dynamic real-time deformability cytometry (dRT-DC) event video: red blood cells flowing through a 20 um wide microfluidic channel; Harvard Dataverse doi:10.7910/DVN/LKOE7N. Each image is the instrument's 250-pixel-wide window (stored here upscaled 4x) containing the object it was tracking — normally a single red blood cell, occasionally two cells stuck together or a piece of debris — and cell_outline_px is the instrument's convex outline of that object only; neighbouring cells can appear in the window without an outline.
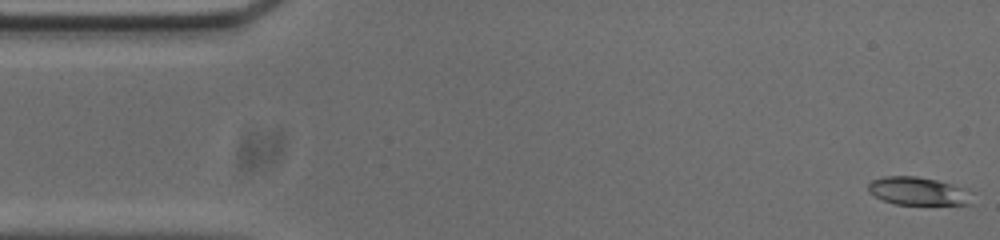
{"species": "common noctule bat (a hibernating species)", "species_latin": "Nyctalus noctula", "temperature_condition": "cold", "stored_images_in_passage": 53, "camera_frame_rate_fps": 3000, "um_per_image_px": 0.085, "animal": {"sex": "male", "body_mass_g": 20.0, "forearm_length_mm": 53.3}, "frame": {"image": 1, "passage_image": 1, "time_ms": 0.0, "image_size_px": [1000, 240], "cell_outline_px": [[976, 192], [972, 204], [892, 204], [868, 192], [868, 184], [872, 180], [884, 176], [916, 176], [936, 180], [968, 188]], "centroid_in_image_um": [78.14, 16.24], "position_along_channel_um": 6.9, "area_um2": 17.34}}
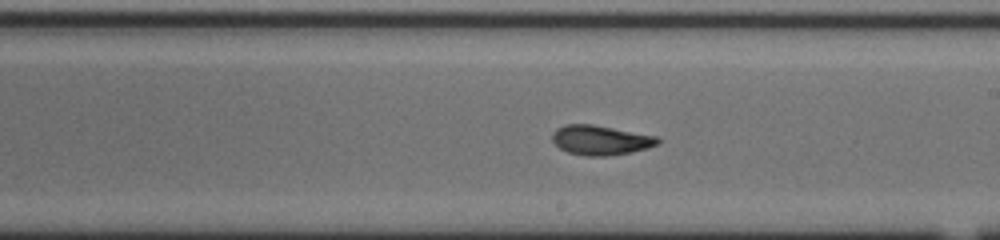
{"frame": {"image": 2, "passage_image": 29, "time_ms": 9.333, "image_size_px": [1000, 240], "cell_outline_px": [[660, 144], [648, 148], [632, 152], [608, 156], [588, 156], [568, 152], [560, 148], [552, 140], [552, 132], [556, 128], [564, 124], [592, 124], [656, 136], [660, 140]], "centroid_in_image_um": [51.05, 11.91], "position_along_channel_um": 238.0, "area_um2": 18.26}}
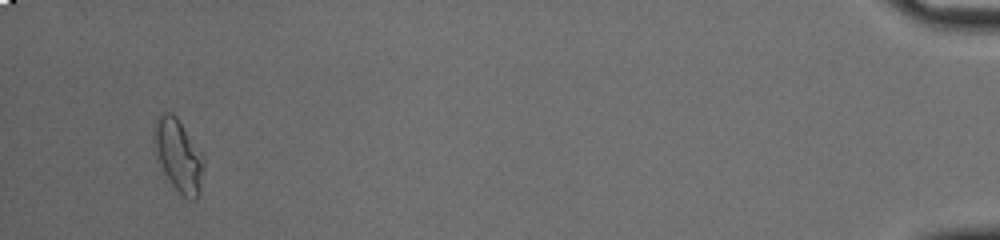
{"frame": {"image": 3, "passage_image": 51, "time_ms": 16.667, "image_size_px": [1000, 240], "cell_outline_px": [[200, 192], [196, 200], [192, 200], [184, 196], [172, 184], [160, 160], [152, 136], [156, 120], [160, 112], [172, 112], [176, 116], [200, 152]], "centroid_in_image_um": [15.12, 13.15], "position_along_channel_um": 420.1, "area_um2": 19.54}, "authors_computed_cell_mechanics": {"area_um2": 18.2648, "velocity_mm_per_s": 3.7275, "shape_relaxation_time_tau1_ms": 6.7764, "shape_relaxation_time_tau2_ms": 2.7622, "deformation_change_tau1": 0.2056, "deformation_change_tau2": 0.0766}}